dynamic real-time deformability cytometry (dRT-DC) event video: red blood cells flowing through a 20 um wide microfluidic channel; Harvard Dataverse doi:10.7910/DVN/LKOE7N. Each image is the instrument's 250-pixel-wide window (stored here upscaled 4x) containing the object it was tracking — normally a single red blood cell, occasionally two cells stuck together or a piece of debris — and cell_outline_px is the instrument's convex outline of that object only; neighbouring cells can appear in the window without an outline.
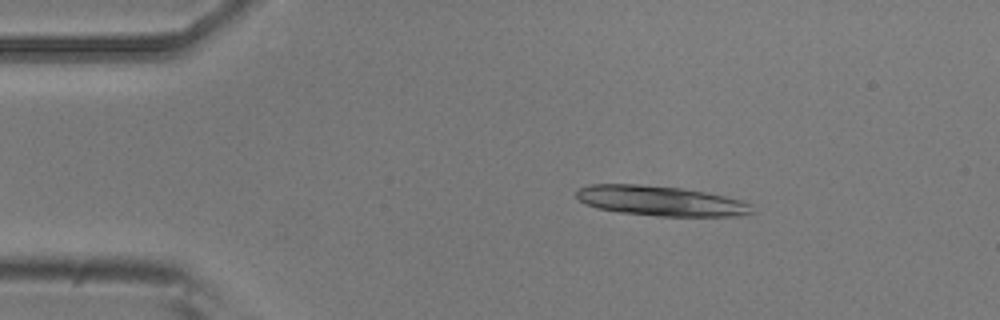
{"species": "common noctule bat (a hibernating species)", "species_latin": "Nyctalus noctula", "temperature_condition": "room temperature", "stored_images_in_passage": 37, "camera_frame_rate_fps": 3000, "um_per_image_px": 0.085, "animal": {"sex": "male", "body_mass_g": 20.5, "forearm_length_mm": 52.5}, "frame": {"image": 1, "passage_image": 9, "time_ms": 2.667, "image_size_px": [1000, 320], "cell_outline_px": [[752, 212], [736, 216], [660, 216], [620, 212], [596, 208], [580, 200], [576, 196], [576, 192], [580, 188], [588, 184], [640, 184], [680, 188], [704, 192], [724, 196], [740, 200], [752, 204]], "centroid_in_image_um": [56.13, 17.07], "position_along_channel_um": 28.9, "area_um2": 30.4}}
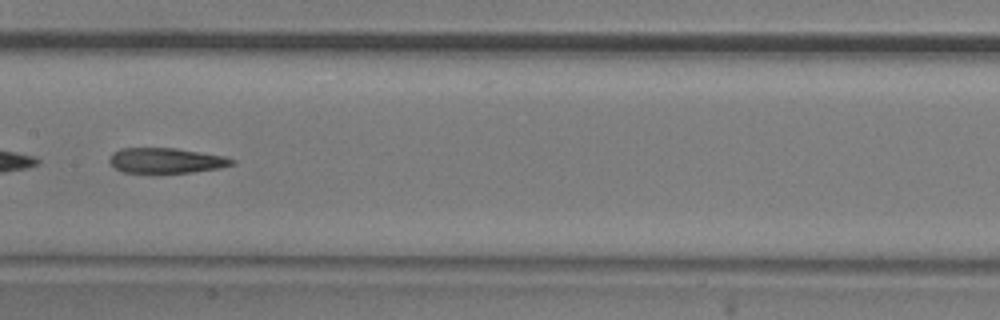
{"frame": {"image": 2, "passage_image": 27, "time_ms": 8.667, "image_size_px": [1000, 320], "cell_outline_px": [[236, 164], [220, 168], [192, 172], [124, 172], [116, 168], [108, 160], [112, 152], [120, 148], [176, 148], [224, 156], [236, 160]], "centroid_in_image_um": [14.14, 13.63], "position_along_channel_um": 193.3, "area_um2": 17.92}}
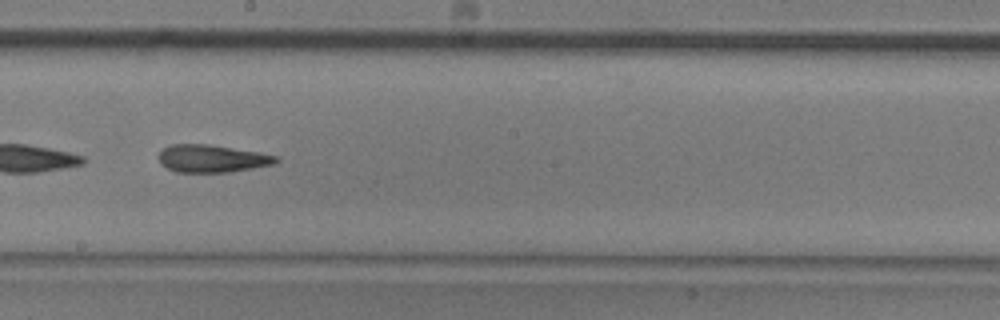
{"frame": {"image": 3, "passage_image": 30, "time_ms": 9.667, "image_size_px": [1000, 320], "cell_outline_px": [[280, 160], [276, 164], [228, 172], [176, 172], [160, 164], [160, 152], [164, 148], [172, 144], [208, 144], [260, 152], [276, 156]], "centroid_in_image_um": [18.05, 13.48], "position_along_channel_um": 230.2, "area_um2": 18.79}}